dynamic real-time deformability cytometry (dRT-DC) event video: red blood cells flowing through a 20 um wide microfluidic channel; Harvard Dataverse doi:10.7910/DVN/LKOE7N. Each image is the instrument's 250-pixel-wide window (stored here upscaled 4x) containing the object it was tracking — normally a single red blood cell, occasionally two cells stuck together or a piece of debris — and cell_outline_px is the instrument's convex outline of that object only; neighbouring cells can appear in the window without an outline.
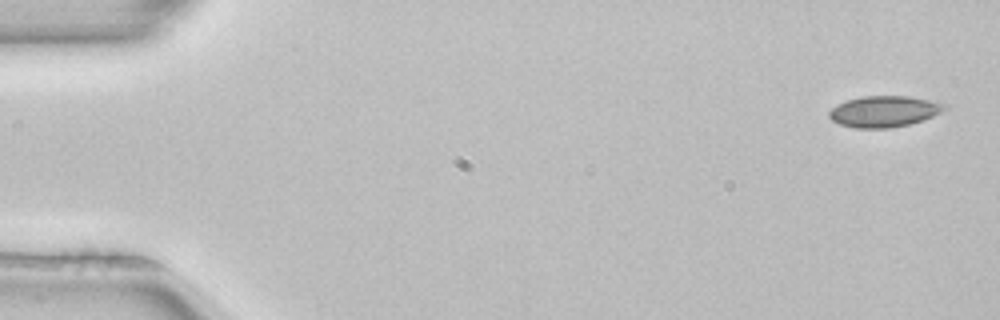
{"species": "common noctule bat (a hibernating species)", "species_latin": "Nyctalus noctula", "temperature_condition": "room temperature", "stored_images_in_passage": 2, "camera_frame_rate_fps": 3000, "um_per_image_px": 0.085, "animal": {"sex": "female", "body_mass_g": 22.7, "forearm_length_mm": 54.2}, "frame": {"image": 1, "passage_image": 1, "time_ms": 0.0, "image_size_px": [1000, 320], "cell_outline_px": [[948, 108], [924, 120], [908, 124], [888, 128], [856, 128], [840, 124], [832, 120], [828, 116], [828, 112], [836, 104], [860, 96], [908, 96], [936, 100], [948, 104]], "centroid_in_image_um": [75.18, 9.45], "position_along_channel_um": 9.8, "area_um2": 21.15}}